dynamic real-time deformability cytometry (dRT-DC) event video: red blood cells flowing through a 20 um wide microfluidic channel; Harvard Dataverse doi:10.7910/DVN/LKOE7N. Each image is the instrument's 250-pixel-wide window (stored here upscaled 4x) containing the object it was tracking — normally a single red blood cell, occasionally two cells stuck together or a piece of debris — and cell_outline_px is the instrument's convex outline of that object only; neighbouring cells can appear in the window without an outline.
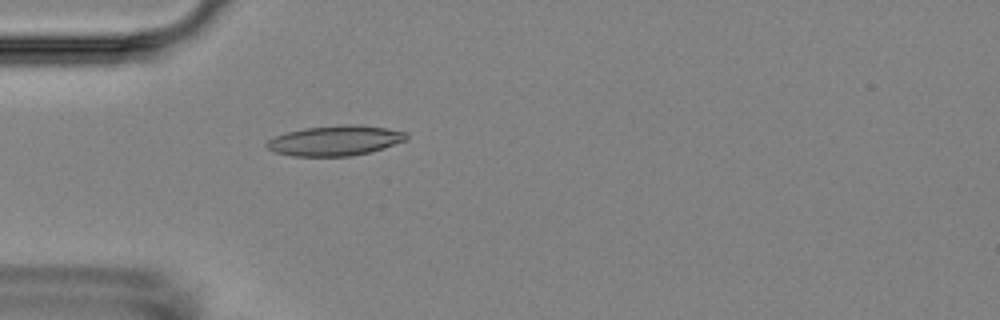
{"species": "Egyptian fruit bat (a non-hibernating species)", "species_latin": "Rousettus aegyptiacus", "temperature_condition": "room temperature", "stored_images_in_passage": 5, "camera_frame_rate_fps": 3000, "um_per_image_px": 0.085, "animal": {"sex": "female"}, "frame": {"image": 1, "passage_image": 5, "time_ms": 4.667, "image_size_px": [1000, 320], "cell_outline_px": [[408, 136], [404, 140], [368, 152], [352, 156], [292, 156], [276, 152], [268, 148], [264, 144], [268, 140], [276, 136], [288, 132], [304, 128], [344, 124], [360, 124], [388, 128], [404, 132]], "centroid_in_image_um": [28.45, 11.94], "position_along_channel_um": 56.6, "area_um2": 24.22}}